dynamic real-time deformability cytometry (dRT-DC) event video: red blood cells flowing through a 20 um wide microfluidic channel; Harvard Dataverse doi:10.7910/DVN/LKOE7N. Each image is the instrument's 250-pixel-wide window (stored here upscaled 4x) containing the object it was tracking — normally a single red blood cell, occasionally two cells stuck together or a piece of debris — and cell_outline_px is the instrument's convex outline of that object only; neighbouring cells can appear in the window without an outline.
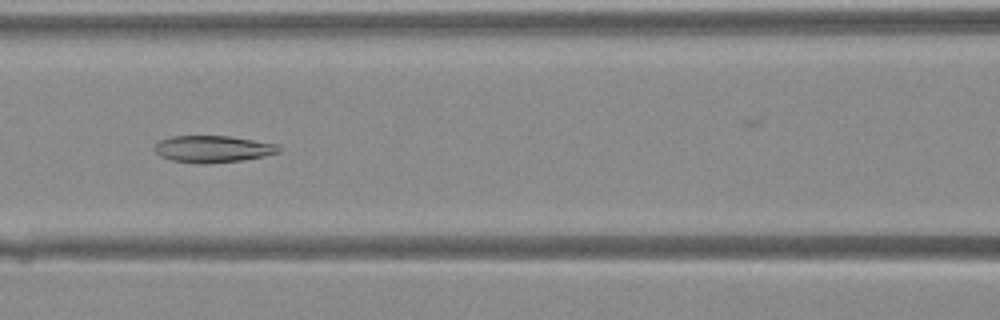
{"species": "Egyptian fruit bat (a non-hibernating species)", "species_latin": "Rousettus aegyptiacus", "temperature_condition": "warm", "stored_images_in_passage": 42, "camera_frame_rate_fps": 3000, "um_per_image_px": 0.085, "animal": {"sex": "female"}, "frame": {"image": 1, "passage_image": 19, "time_ms": 6.0, "image_size_px": [1000, 320], "cell_outline_px": [[280, 152], [264, 156], [244, 160], [208, 164], [200, 164], [172, 160], [160, 156], [156, 152], [156, 144], [160, 140], [172, 136], [228, 136], [276, 144], [280, 148]], "centroid_in_image_um": [18.1, 12.67], "position_along_channel_um": 148.5, "area_um2": 19.31}}
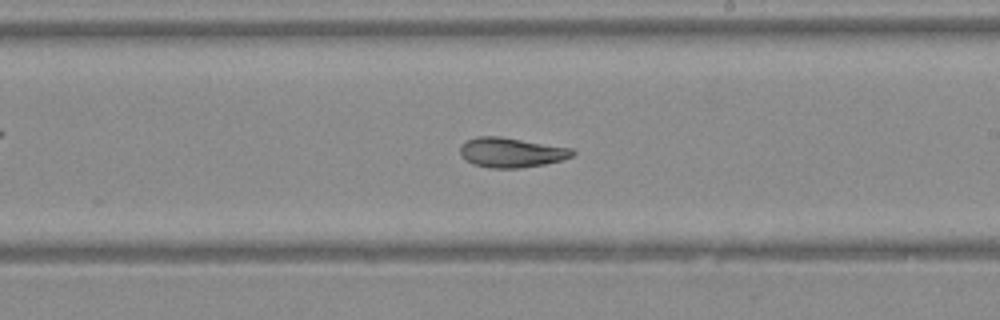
{"frame": {"image": 2, "passage_image": 25, "time_ms": 8.0, "image_size_px": [1000, 320], "cell_outline_px": [[576, 152], [572, 156], [560, 160], [544, 164], [520, 168], [488, 168], [472, 164], [464, 160], [460, 156], [460, 144], [476, 136], [500, 136], [572, 148]], "centroid_in_image_um": [43.41, 12.96], "position_along_channel_um": 245.6, "area_um2": 19.65}}
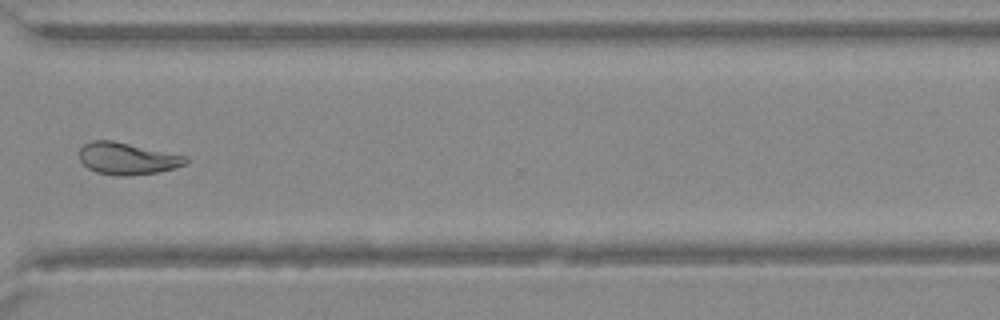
{"frame": {"image": 3, "passage_image": 32, "time_ms": 10.333, "image_size_px": [1000, 320], "cell_outline_px": [[188, 164], [176, 168], [160, 172], [128, 176], [116, 176], [96, 172], [88, 168], [80, 160], [80, 148], [84, 144], [92, 140], [112, 140], [188, 156]], "centroid_in_image_um": [10.86, 13.48], "position_along_channel_um": 359.7, "area_um2": 20.06}}